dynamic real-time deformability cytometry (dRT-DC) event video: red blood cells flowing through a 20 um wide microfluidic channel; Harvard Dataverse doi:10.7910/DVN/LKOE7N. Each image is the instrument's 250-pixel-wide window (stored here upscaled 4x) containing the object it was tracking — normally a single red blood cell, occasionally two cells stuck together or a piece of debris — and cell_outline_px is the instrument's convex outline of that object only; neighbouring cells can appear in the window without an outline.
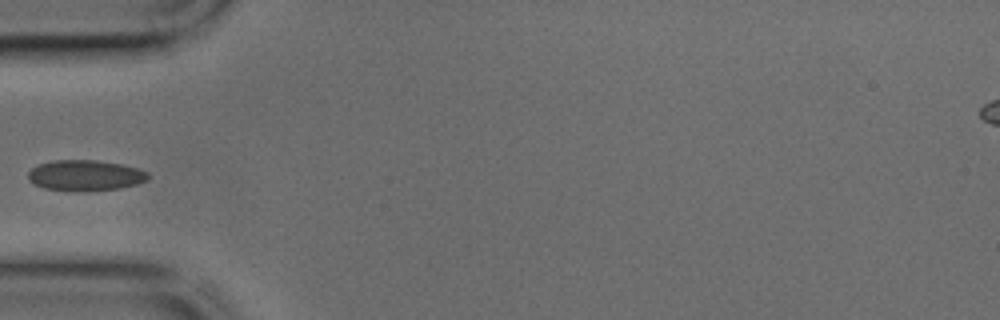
{"species": "common noctule bat (a hibernating species)", "species_latin": "Nyctalus noctula", "temperature_condition": "cold", "stored_images_in_passage": 31, "camera_frame_rate_fps": 3000, "um_per_image_px": 0.085, "animal": {"sex": "male", "body_mass_g": 17.9, "forearm_length_mm": 54.2}, "frame": {"image": 1, "passage_image": 1, "time_ms": 0.0, "image_size_px": [1000, 320], "cell_outline_px": [[148, 180], [136, 184], [120, 188], [44, 188], [32, 184], [28, 180], [28, 172], [32, 168], [40, 164], [52, 160], [96, 160], [120, 164], [136, 168], [148, 172]], "centroid_in_image_um": [7.23, 14.85], "position_along_channel_um": 77.8, "area_um2": 20.46}}
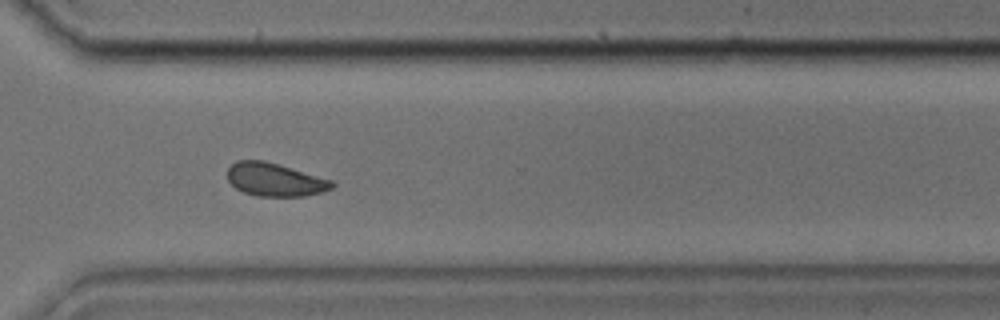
{"frame": {"image": 2, "passage_image": 19, "time_ms": 6.0, "image_size_px": [1000, 320], "cell_outline_px": [[336, 184], [332, 188], [320, 192], [304, 196], [260, 196], [244, 192], [236, 188], [228, 180], [228, 168], [236, 160], [264, 160], [332, 180]], "centroid_in_image_um": [23.36, 15.26], "position_along_channel_um": 347.2, "area_um2": 20.0}}
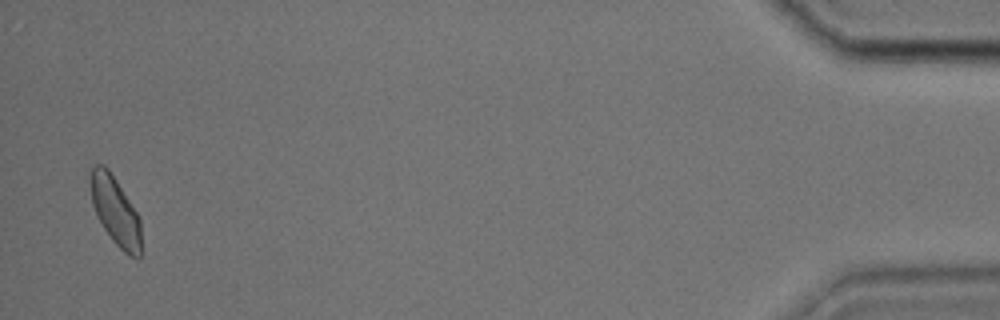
{"frame": {"image": 3, "passage_image": 30, "time_ms": 9.667, "image_size_px": [1000, 320], "cell_outline_px": [[140, 260], [128, 256], [112, 240], [96, 216], [92, 204], [88, 176], [92, 168], [96, 164], [104, 164], [108, 168], [116, 180], [136, 212], [140, 220]], "centroid_in_image_um": [9.77, 17.92], "position_along_channel_um": 425.4, "area_um2": 20.29}}